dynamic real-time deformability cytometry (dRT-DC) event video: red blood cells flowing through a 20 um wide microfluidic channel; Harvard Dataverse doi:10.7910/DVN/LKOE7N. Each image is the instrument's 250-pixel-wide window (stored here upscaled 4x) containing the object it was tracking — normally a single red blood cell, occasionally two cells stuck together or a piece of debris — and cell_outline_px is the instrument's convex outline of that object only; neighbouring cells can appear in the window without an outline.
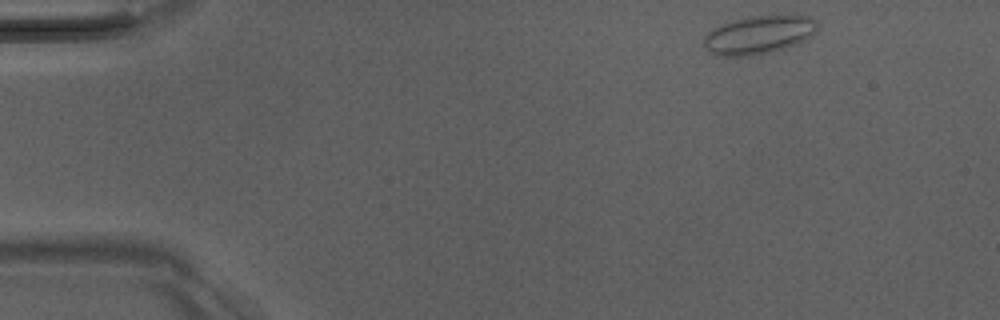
{"species": "Egyptian fruit bat (a non-hibernating species)", "species_latin": "Rousettus aegyptiacus", "temperature_condition": "room temperature", "stored_images_in_passage": 46, "camera_frame_rate_fps": 3000, "um_per_image_px": 0.085, "animal": {"sex": "male"}, "frame": {"image": 1, "passage_image": 1, "time_ms": 0.0, "image_size_px": [1000, 320], "cell_outline_px": [[816, 32], [812, 36], [796, 44], [784, 48], [752, 56], [712, 56], [704, 48], [704, 36], [712, 28], [720, 24], [752, 16], [812, 16], [816, 20]], "centroid_in_image_um": [64.45, 2.98], "position_along_channel_um": 20.6, "area_um2": 25.37}}
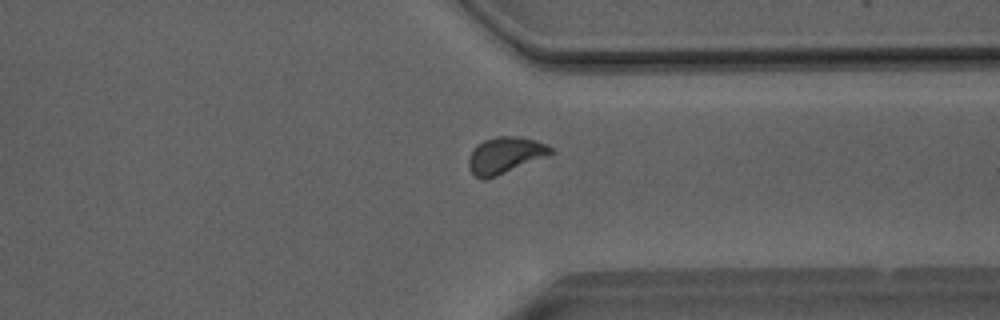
{"frame": {"image": 2, "passage_image": 34, "time_ms": 11.0, "image_size_px": [1000, 320], "cell_outline_px": [[552, 152], [496, 176], [484, 180], [476, 176], [468, 168], [468, 156], [472, 148], [476, 144], [484, 140], [496, 136], [520, 136], [536, 140], [548, 144], [552, 148]], "centroid_in_image_um": [42.85, 13.16], "position_along_channel_um": 368.6, "area_um2": 17.17}}
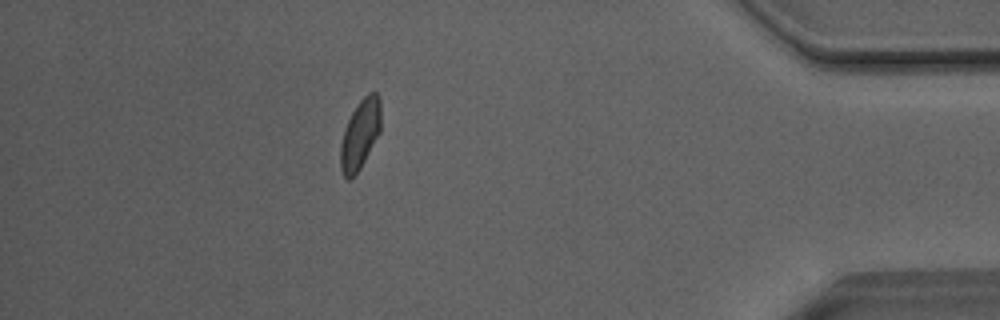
{"frame": {"image": 3, "passage_image": 40, "time_ms": 13.0, "image_size_px": [1000, 320], "cell_outline_px": [[380, 132], [360, 168], [352, 180], [348, 180], [344, 176], [340, 168], [340, 144], [344, 128], [352, 112], [360, 100], [368, 92], [376, 92], [380, 96]], "centroid_in_image_um": [30.6, 11.42], "position_along_channel_um": 404.6, "area_um2": 16.47}, "authors_computed_cell_mechanics": {"area_um2": 16.9065, "velocity_mm_per_s": 4.033, "shape_relaxation_time_tau1_ms": 8.9301, "shape_relaxation_time_tau2_ms": 0.9301, "deformation_change_tau1": 0.121, "deformation_change_tau2": 0.0473}}